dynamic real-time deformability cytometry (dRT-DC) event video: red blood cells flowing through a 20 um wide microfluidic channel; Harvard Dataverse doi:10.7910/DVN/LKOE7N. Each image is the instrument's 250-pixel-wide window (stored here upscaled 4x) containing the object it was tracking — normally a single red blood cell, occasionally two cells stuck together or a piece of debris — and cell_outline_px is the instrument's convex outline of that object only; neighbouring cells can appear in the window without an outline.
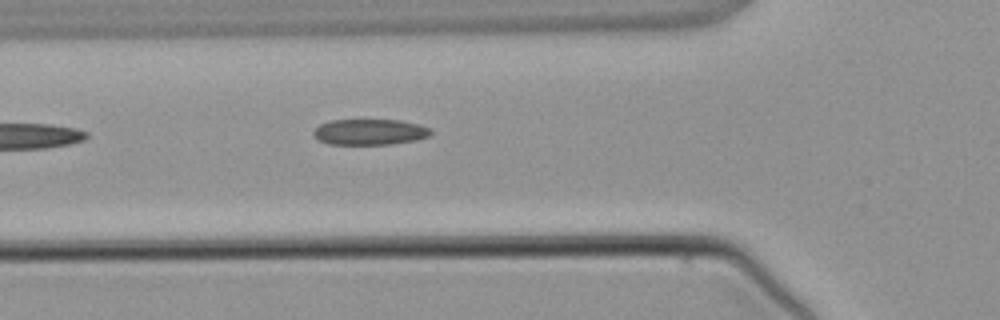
{"species": "common noctule bat (a hibernating species)", "species_latin": "Nyctalus noctula", "temperature_condition": "warm", "stored_images_in_passage": 3, "camera_frame_rate_fps": 3000, "um_per_image_px": 0.085, "animal": {"sex": "male", "body_mass_g": 21.5, "forearm_length_mm": 52.0}, "frame": {"image": 1, "passage_image": 3, "time_ms": 2.667, "image_size_px": [1000, 320], "cell_outline_px": [[432, 132], [428, 136], [416, 140], [392, 144], [328, 144], [316, 140], [312, 136], [312, 132], [320, 124], [328, 120], [400, 120], [420, 124], [432, 128]], "centroid_in_image_um": [31.41, 11.21], "position_along_channel_um": 94.4, "area_um2": 17.92}}